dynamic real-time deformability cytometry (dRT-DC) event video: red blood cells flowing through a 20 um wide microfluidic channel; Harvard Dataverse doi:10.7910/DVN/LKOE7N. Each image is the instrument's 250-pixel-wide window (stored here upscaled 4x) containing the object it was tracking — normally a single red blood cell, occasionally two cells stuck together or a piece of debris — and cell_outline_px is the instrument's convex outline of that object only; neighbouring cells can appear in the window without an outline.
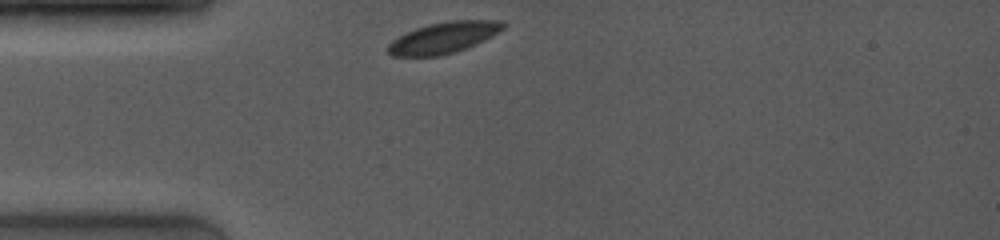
{"species": "common noctule bat (a hibernating species)", "species_latin": "Nyctalus noctula", "temperature_condition": "room temperature", "stored_images_in_passage": 28, "camera_frame_rate_fps": 4000, "um_per_image_px": 0.085, "animal": {"sex": "female", "body_mass_g": 19.0, "forearm_length_mm": 53.3}, "frame": {"image": 1, "passage_image": 1, "time_ms": 0.0, "image_size_px": [1000, 240], "cell_outline_px": [[508, 24], [504, 28], [492, 36], [476, 44], [456, 52], [440, 56], [392, 56], [388, 52], [388, 44], [392, 40], [416, 28], [428, 24], [448, 20], [504, 20]], "centroid_in_image_um": [37.75, 3.19], "position_along_channel_um": 47.2, "area_um2": 21.04}}
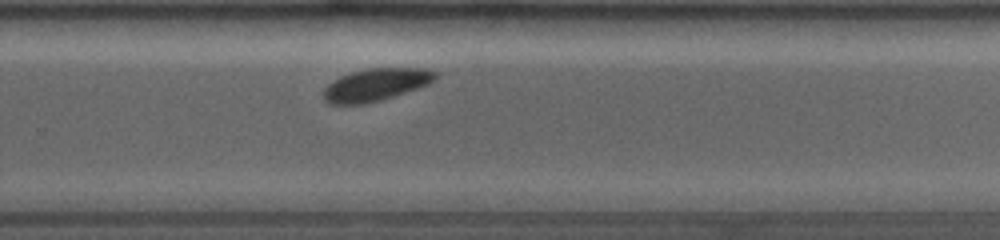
{"frame": {"image": 2, "passage_image": 19, "time_ms": 6.75, "image_size_px": [1000, 240], "cell_outline_px": [[440, 72], [436, 80], [428, 84], [368, 104], [328, 104], [324, 100], [324, 88], [328, 84], [340, 76], [352, 72], [368, 68], [428, 68]], "centroid_in_image_um": [31.98, 7.19], "position_along_channel_um": 297.8, "area_um2": 21.21}}
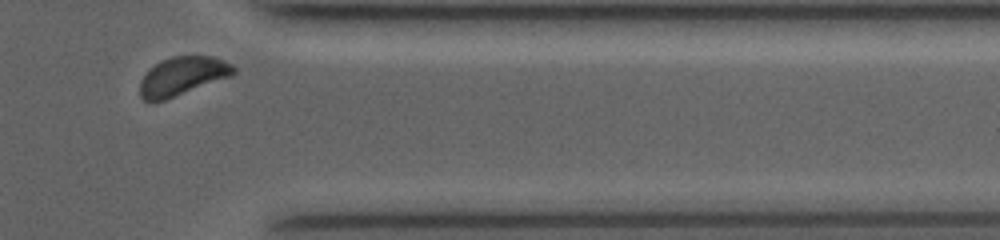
{"frame": {"image": 3, "passage_image": 26, "time_ms": 9.25, "image_size_px": [1000, 240], "cell_outline_px": [[236, 72], [232, 76], [164, 100], [152, 104], [144, 100], [140, 96], [140, 80], [148, 68], [160, 60], [172, 56], [212, 56], [224, 60], [232, 64], [236, 68]], "centroid_in_image_um": [15.48, 6.47], "position_along_channel_um": 395.9, "area_um2": 21.39}}